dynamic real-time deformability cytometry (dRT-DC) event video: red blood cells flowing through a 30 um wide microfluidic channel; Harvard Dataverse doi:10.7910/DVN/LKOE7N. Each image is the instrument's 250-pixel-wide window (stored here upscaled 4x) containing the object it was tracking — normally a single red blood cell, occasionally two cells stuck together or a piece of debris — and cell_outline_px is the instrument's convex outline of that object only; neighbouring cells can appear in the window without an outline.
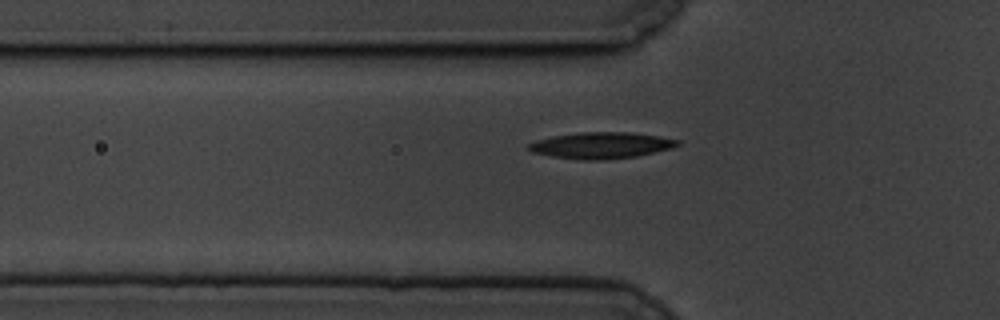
{"species": "common noctule bat (a hibernating species)", "species_latin": "Nyctalus noctula", "temperature_condition": "cold", "stored_images_in_passage": 45, "camera_frame_rate_fps": 3000, "um_per_image_px": 0.085, "animal": {"sex": "male", "body_mass_g": 19.5, "forearm_length_mm": 54.6}, "frame": {"image": 1, "passage_image": 11, "time_ms": 3.333, "image_size_px": [1000, 320], "cell_outline_px": [[680, 144], [672, 148], [636, 156], [600, 160], [584, 160], [552, 156], [532, 152], [528, 148], [528, 144], [536, 140], [552, 136], [580, 132], [632, 132], [660, 136], [680, 140]], "centroid_in_image_um": [51.12, 12.34], "position_along_channel_um": 74.7, "area_um2": 22.77}}
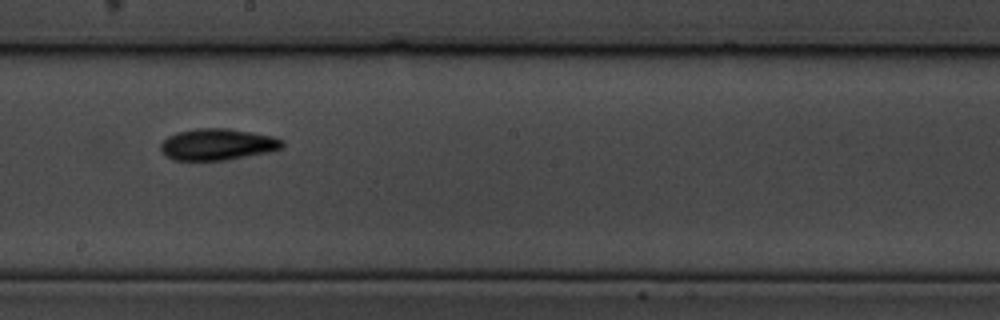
{"frame": {"image": 2, "passage_image": 25, "time_ms": 8.0, "image_size_px": [1000, 320], "cell_outline_px": [[284, 148], [272, 152], [228, 160], [172, 160], [164, 156], [160, 148], [160, 144], [168, 136], [176, 132], [196, 128], [228, 128], [252, 132], [272, 136], [284, 140]], "centroid_in_image_um": [18.51, 12.28], "position_along_channel_um": 229.7, "area_um2": 22.77}}
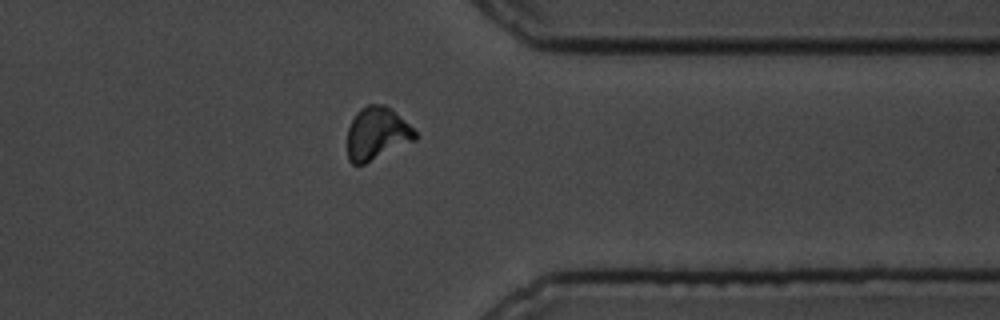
{"frame": {"image": 3, "passage_image": 39, "time_ms": 12.667, "image_size_px": [1000, 320], "cell_outline_px": [[416, 140], [364, 164], [352, 164], [348, 160], [348, 128], [356, 112], [360, 108], [368, 104], [384, 104], [392, 108], [416, 132]], "centroid_in_image_um": [32.03, 11.34], "position_along_channel_um": 379.4, "area_um2": 20.81}}